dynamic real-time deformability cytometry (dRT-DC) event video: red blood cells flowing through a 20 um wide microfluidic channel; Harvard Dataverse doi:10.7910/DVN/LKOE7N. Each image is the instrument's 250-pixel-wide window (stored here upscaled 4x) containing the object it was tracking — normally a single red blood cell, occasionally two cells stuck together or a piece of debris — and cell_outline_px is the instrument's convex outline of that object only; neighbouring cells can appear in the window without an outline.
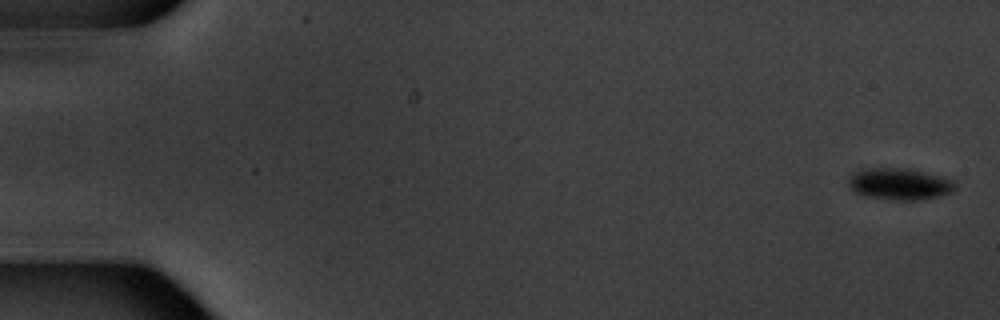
{"species": "common noctule bat (a hibernating species)", "species_latin": "Nyctalus noctula", "temperature_condition": "warm", "stored_images_in_passage": 6, "camera_frame_rate_fps": 3000, "um_per_image_px": 0.085, "animal": {"sex": "male", "body_mass_g": 20.1, "forearm_length_mm": 53.5}, "frame": {"image": 1, "passage_image": 1, "time_ms": 0.0, "image_size_px": [1000, 320], "cell_outline_px": [[956, 188], [952, 192], [924, 200], [896, 200], [864, 196], [856, 192], [848, 184], [848, 180], [856, 172], [872, 168], [896, 168], [920, 172], [940, 176], [952, 180], [956, 184]], "centroid_in_image_um": [76.49, 15.67], "position_along_channel_um": 8.5, "area_um2": 19.19}}
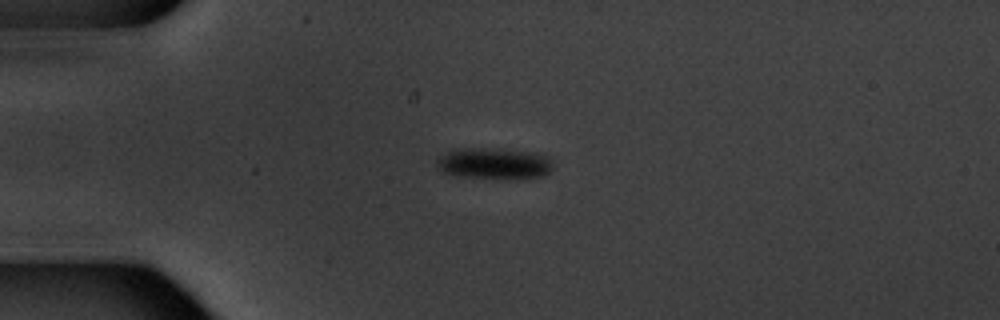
{"frame": {"image": 2, "passage_image": 5, "time_ms": 4.667, "image_size_px": [1000, 320], "cell_outline_px": [[556, 164], [552, 172], [544, 176], [512, 180], [456, 176], [444, 172], [436, 164], [436, 160], [440, 156], [448, 152], [460, 148], [496, 148], [540, 152], [548, 156]], "centroid_in_image_um": [42.13, 13.9], "position_along_channel_um": 42.9, "area_um2": 22.08}}